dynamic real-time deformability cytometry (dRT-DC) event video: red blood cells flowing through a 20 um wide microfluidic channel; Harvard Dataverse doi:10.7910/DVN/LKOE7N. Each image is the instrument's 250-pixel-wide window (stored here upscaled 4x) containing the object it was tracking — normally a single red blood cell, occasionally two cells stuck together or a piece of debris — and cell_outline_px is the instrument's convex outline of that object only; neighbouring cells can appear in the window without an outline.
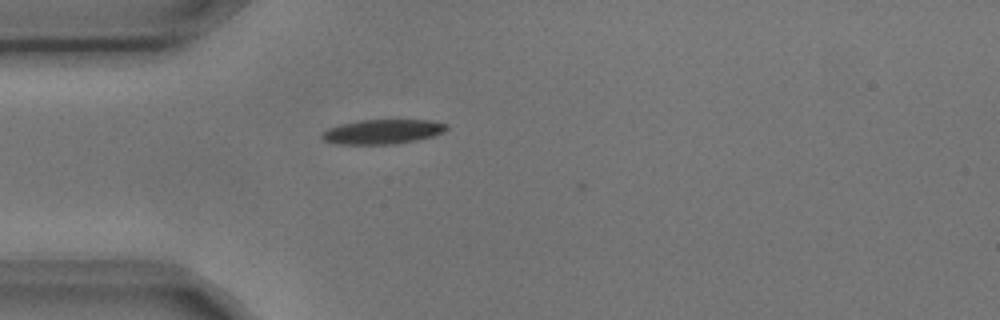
{"species": "common noctule bat (a hibernating species)", "species_latin": "Nyctalus noctula", "temperature_condition": "cold", "stored_images_in_passage": 3, "camera_frame_rate_fps": 3000, "um_per_image_px": 0.085, "animal": {"sex": "male", "body_mass_g": 17.9, "forearm_length_mm": 54.2}, "frame": {"image": 1, "passage_image": 3, "time_ms": 0.667, "image_size_px": [1000, 320], "cell_outline_px": [[448, 128], [444, 132], [432, 136], [416, 140], [396, 144], [336, 144], [324, 140], [320, 136], [328, 128], [360, 120], [432, 120], [448, 124]], "centroid_in_image_um": [32.56, 11.19], "position_along_channel_um": 52.4, "area_um2": 17.74}}